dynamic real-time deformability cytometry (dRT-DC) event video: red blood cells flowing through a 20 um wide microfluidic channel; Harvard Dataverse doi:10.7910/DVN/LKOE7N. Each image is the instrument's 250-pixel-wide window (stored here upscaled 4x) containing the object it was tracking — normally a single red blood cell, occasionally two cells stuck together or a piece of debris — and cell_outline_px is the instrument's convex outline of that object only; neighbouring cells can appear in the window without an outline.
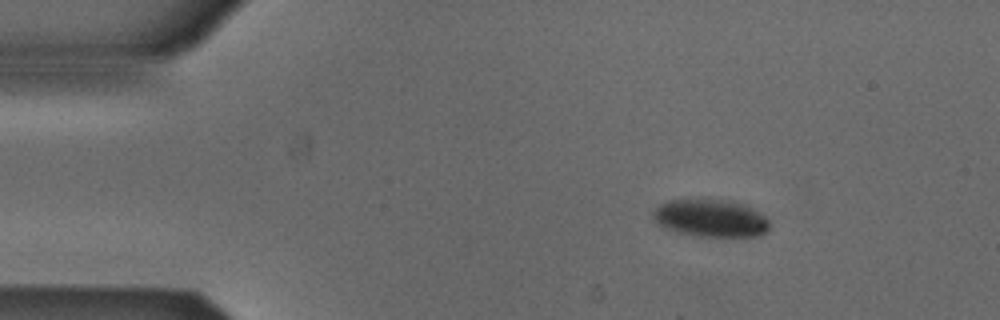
{"species": "Egyptian fruit bat (a non-hibernating species)", "species_latin": "Rousettus aegyptiacus", "temperature_condition": "cold", "stored_images_in_passage": 53, "camera_frame_rate_fps": 3000, "um_per_image_px": 0.085, "animal": {"sex": "male"}, "frame": {"image": 1, "passage_image": 8, "time_ms": 2.333, "image_size_px": [1000, 320], "cell_outline_px": [[768, 232], [760, 236], [700, 236], [660, 228], [656, 224], [652, 216], [652, 212], [660, 204], [668, 200], [728, 200], [744, 204], [764, 216], [768, 220]], "centroid_in_image_um": [60.37, 18.55], "position_along_channel_um": 24.6, "area_um2": 25.37}}
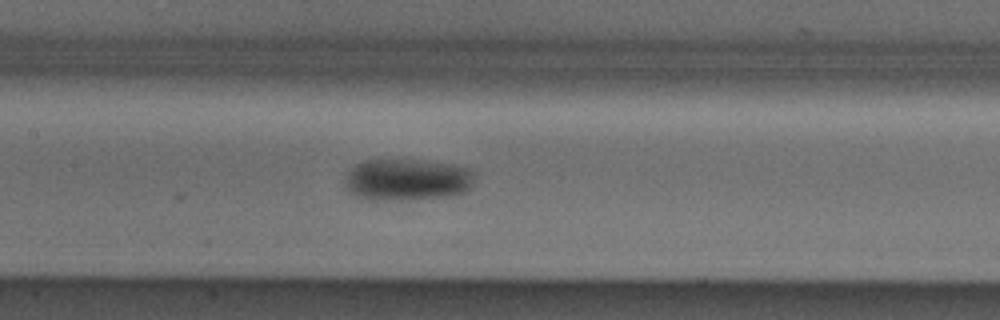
{"frame": {"image": 2, "passage_image": 25, "time_ms": 8.0, "image_size_px": [1000, 320], "cell_outline_px": [[472, 184], [464, 192], [452, 196], [404, 200], [368, 200], [356, 196], [344, 184], [344, 176], [352, 164], [364, 160], [424, 160], [456, 164], [468, 168], [472, 172]], "centroid_in_image_um": [34.55, 15.26], "position_along_channel_um": 172.8, "area_um2": 32.02}}
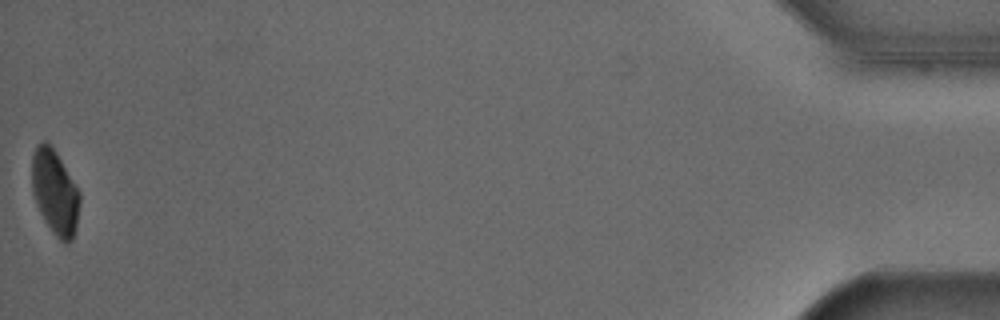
{"frame": {"image": 3, "passage_image": 53, "time_ms": 17.333, "image_size_px": [1000, 320], "cell_outline_px": [[80, 204], [76, 228], [72, 240], [68, 244], [64, 244], [52, 232], [44, 220], [36, 204], [32, 192], [32, 156], [36, 144], [44, 140], [48, 140], [56, 152], [80, 192]], "centroid_in_image_um": [4.66, 16.33], "position_along_channel_um": 430.5, "area_um2": 23.87}, "authors_computed_cell_mechanics": {"area_um2": 26.6458, "velocity_mm_per_s": 3.8599, "shape_relaxation_time_tau1_ms": 2.8768, "shape_relaxation_time_tau2_ms": null, "deformation_change_tau1": 0.1165, "deformation_change_tau2": null}}